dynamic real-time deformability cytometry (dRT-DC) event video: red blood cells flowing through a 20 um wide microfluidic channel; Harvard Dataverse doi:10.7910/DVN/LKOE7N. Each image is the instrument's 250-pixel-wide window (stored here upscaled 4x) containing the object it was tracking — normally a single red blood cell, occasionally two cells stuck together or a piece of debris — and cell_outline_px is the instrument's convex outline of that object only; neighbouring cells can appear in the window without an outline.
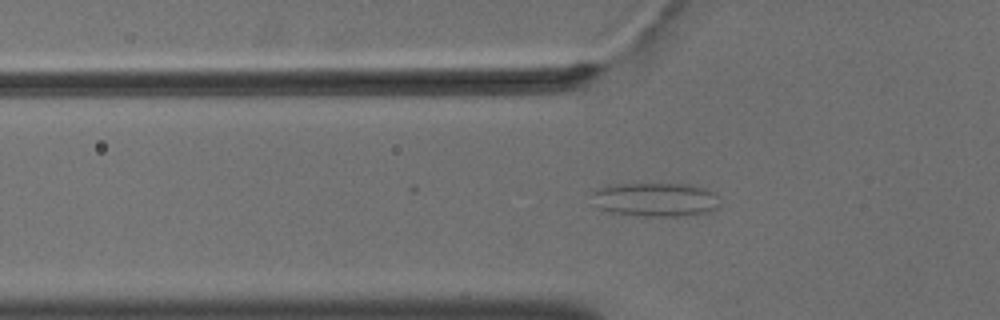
{"species": "common noctule bat (a hibernating species)", "species_latin": "Nyctalus noctula", "temperature_condition": "cold", "stored_images_in_passage": 54, "camera_frame_rate_fps": 3000, "um_per_image_px": 0.085, "animal": {"sex": "male", "body_mass_g": 18.8}, "frame": {"image": 1, "passage_image": 18, "time_ms": 5.667, "image_size_px": [1000, 320], "cell_outline_px": [[716, 208], [708, 212], [692, 216], [636, 216], [608, 212], [600, 208], [592, 192], [600, 188], [616, 184], [688, 184], [704, 188], [712, 192], [716, 196]], "centroid_in_image_um": [55.73, 16.98], "position_along_channel_um": 70.1, "area_um2": 24.97}}
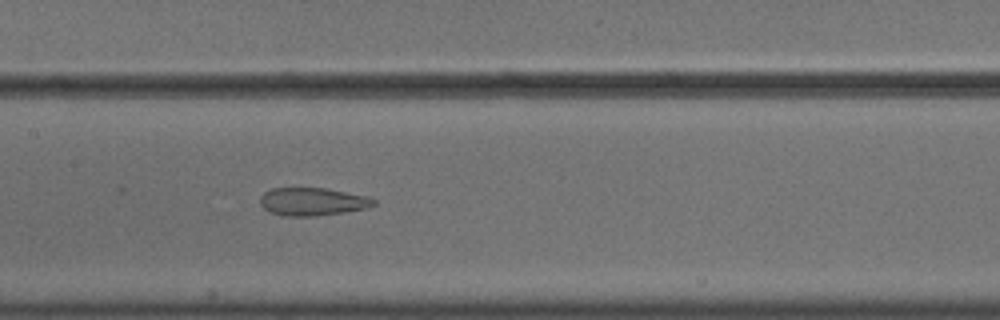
{"frame": {"image": 2, "passage_image": 27, "time_ms": 8.667, "image_size_px": [1000, 320], "cell_outline_px": [[376, 204], [364, 208], [344, 212], [312, 216], [284, 216], [268, 212], [260, 204], [260, 196], [264, 192], [272, 188], [324, 188], [368, 196], [376, 200]], "centroid_in_image_um": [26.52, 17.14], "position_along_channel_um": 180.9, "area_um2": 18.44}}
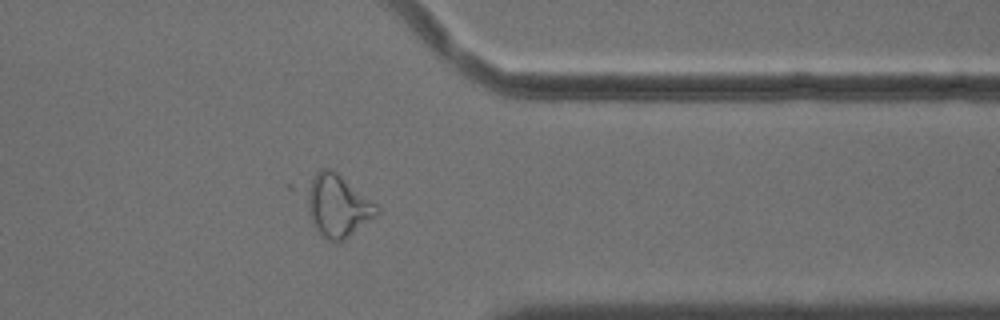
{"frame": {"image": 3, "passage_image": 44, "time_ms": 14.333, "image_size_px": [1000, 320], "cell_outline_px": [[380, 212], [376, 216], [344, 240], [336, 244], [328, 240], [312, 224], [300, 188], [320, 168], [332, 168], [376, 204], [380, 208]], "centroid_in_image_um": [28.6, 17.45], "position_along_channel_um": 382.8, "area_um2": 26.18}, "authors_computed_cell_mechanics": {"area_um2": 26.1834, "velocity_mm_per_s": 3.6861, "shape_relaxation_time_tau1_ms": null, "shape_relaxation_time_tau2_ms": 2.6773, "deformation_change_tau1": null, "deformation_change_tau2": 0.1238}}